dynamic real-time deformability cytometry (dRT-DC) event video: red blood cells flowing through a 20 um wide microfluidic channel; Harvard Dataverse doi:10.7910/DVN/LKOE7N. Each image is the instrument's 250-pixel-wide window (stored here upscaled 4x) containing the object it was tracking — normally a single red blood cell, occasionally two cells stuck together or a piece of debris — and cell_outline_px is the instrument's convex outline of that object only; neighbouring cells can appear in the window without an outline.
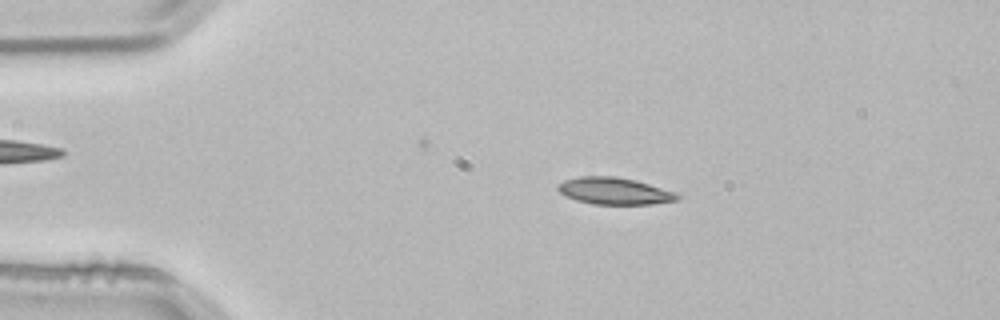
{"species": "common noctule bat (a hibernating species)", "species_latin": "Nyctalus noctula", "temperature_condition": "room temperature", "stored_images_in_passage": 3, "camera_frame_rate_fps": 3000, "um_per_image_px": 0.085, "animal": {"sex": "male", "body_mass_g": 21.5, "forearm_length_mm": 52.0}, "frame": {"image": 1, "passage_image": 2, "time_ms": 0.333, "image_size_px": [1000, 320], "cell_outline_px": [[680, 196], [676, 200], [652, 204], [592, 204], [576, 200], [560, 192], [556, 188], [556, 184], [564, 180], [580, 176], [616, 176], [648, 184], [676, 192]], "centroid_in_image_um": [52.18, 16.23], "position_along_channel_um": 32.8, "area_um2": 18.55}}